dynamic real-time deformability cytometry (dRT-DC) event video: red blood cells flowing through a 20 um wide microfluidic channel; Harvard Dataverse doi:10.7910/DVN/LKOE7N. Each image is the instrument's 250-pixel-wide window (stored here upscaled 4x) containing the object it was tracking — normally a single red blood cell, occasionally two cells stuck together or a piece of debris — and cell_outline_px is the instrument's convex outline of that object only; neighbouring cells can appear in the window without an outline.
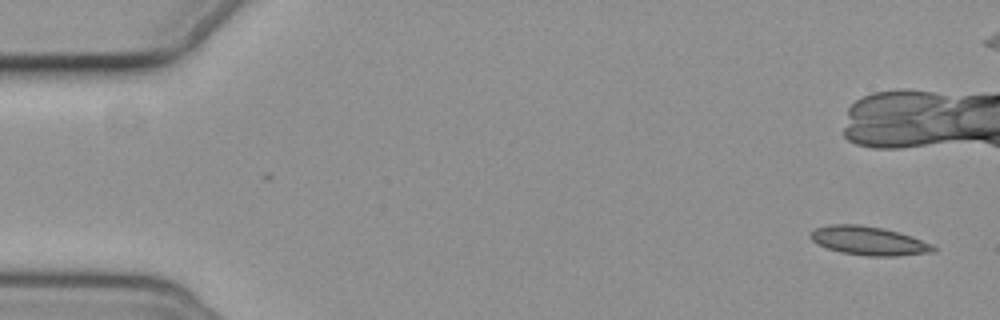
{"species": "common noctule bat (a hibernating species)", "species_latin": "Nyctalus noctula", "temperature_condition": "cold", "stored_images_in_passage": 8, "camera_frame_rate_fps": 3000, "um_per_image_px": 0.085, "animal": {"sex": "female", "body_mass_g": 19.3, "forearm_length_mm": 54.1}, "frame": {"image": 1, "passage_image": 1, "time_ms": 0.0, "image_size_px": [1000, 320], "cell_outline_px": [[936, 252], [896, 256], [868, 256], [840, 252], [828, 248], [812, 240], [808, 236], [816, 228], [832, 224], [860, 224], [884, 228], [900, 232], [912, 236], [932, 244], [936, 248]], "centroid_in_image_um": [73.88, 20.46], "position_along_channel_um": 11.1, "area_um2": 20.63}}